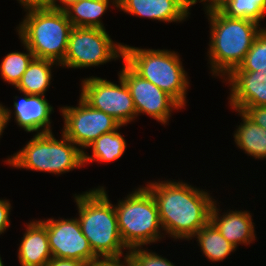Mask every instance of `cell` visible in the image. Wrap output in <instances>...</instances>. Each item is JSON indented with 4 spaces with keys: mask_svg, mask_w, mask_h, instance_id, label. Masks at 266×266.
Segmentation results:
<instances>
[{
    "mask_svg": "<svg viewBox=\"0 0 266 266\" xmlns=\"http://www.w3.org/2000/svg\"><path fill=\"white\" fill-rule=\"evenodd\" d=\"M155 199L165 235L190 241L210 221L214 197L187 182L162 180L145 185Z\"/></svg>",
    "mask_w": 266,
    "mask_h": 266,
    "instance_id": "6da1fadb",
    "label": "cell"
},
{
    "mask_svg": "<svg viewBox=\"0 0 266 266\" xmlns=\"http://www.w3.org/2000/svg\"><path fill=\"white\" fill-rule=\"evenodd\" d=\"M105 188L98 186L74 195L77 219L93 253L102 262H126L128 252L124 251L129 249L121 239L115 206Z\"/></svg>",
    "mask_w": 266,
    "mask_h": 266,
    "instance_id": "7a4b0ae2",
    "label": "cell"
},
{
    "mask_svg": "<svg viewBox=\"0 0 266 266\" xmlns=\"http://www.w3.org/2000/svg\"><path fill=\"white\" fill-rule=\"evenodd\" d=\"M205 14L210 25L208 67L214 77L224 79L242 63L262 27L252 20L227 17L220 10Z\"/></svg>",
    "mask_w": 266,
    "mask_h": 266,
    "instance_id": "3957f363",
    "label": "cell"
},
{
    "mask_svg": "<svg viewBox=\"0 0 266 266\" xmlns=\"http://www.w3.org/2000/svg\"><path fill=\"white\" fill-rule=\"evenodd\" d=\"M16 27L19 39L28 46L35 58L63 62L73 28L64 10L50 6L30 7Z\"/></svg>",
    "mask_w": 266,
    "mask_h": 266,
    "instance_id": "277c9868",
    "label": "cell"
},
{
    "mask_svg": "<svg viewBox=\"0 0 266 266\" xmlns=\"http://www.w3.org/2000/svg\"><path fill=\"white\" fill-rule=\"evenodd\" d=\"M122 62L140 77L173 97L184 109L190 82L177 52L168 49H143L124 44Z\"/></svg>",
    "mask_w": 266,
    "mask_h": 266,
    "instance_id": "5b68a950",
    "label": "cell"
},
{
    "mask_svg": "<svg viewBox=\"0 0 266 266\" xmlns=\"http://www.w3.org/2000/svg\"><path fill=\"white\" fill-rule=\"evenodd\" d=\"M18 169L61 175L83 167V151L61 132L35 134L21 150L4 160Z\"/></svg>",
    "mask_w": 266,
    "mask_h": 266,
    "instance_id": "8992f818",
    "label": "cell"
},
{
    "mask_svg": "<svg viewBox=\"0 0 266 266\" xmlns=\"http://www.w3.org/2000/svg\"><path fill=\"white\" fill-rule=\"evenodd\" d=\"M114 206L118 230L128 249L157 243L165 236L155 199L145 186L132 190Z\"/></svg>",
    "mask_w": 266,
    "mask_h": 266,
    "instance_id": "52a82bcc",
    "label": "cell"
},
{
    "mask_svg": "<svg viewBox=\"0 0 266 266\" xmlns=\"http://www.w3.org/2000/svg\"><path fill=\"white\" fill-rule=\"evenodd\" d=\"M124 58V43L112 40L106 29L73 27L63 68H88Z\"/></svg>",
    "mask_w": 266,
    "mask_h": 266,
    "instance_id": "ba28073f",
    "label": "cell"
},
{
    "mask_svg": "<svg viewBox=\"0 0 266 266\" xmlns=\"http://www.w3.org/2000/svg\"><path fill=\"white\" fill-rule=\"evenodd\" d=\"M119 84L100 77H87L81 81L80 97L92 108L112 116L127 126L137 118L136 108L125 81L118 75Z\"/></svg>",
    "mask_w": 266,
    "mask_h": 266,
    "instance_id": "9c48e42d",
    "label": "cell"
},
{
    "mask_svg": "<svg viewBox=\"0 0 266 266\" xmlns=\"http://www.w3.org/2000/svg\"><path fill=\"white\" fill-rule=\"evenodd\" d=\"M77 105L59 108L64 120L61 132L83 152L99 136L121 125L112 116L92 108L81 97Z\"/></svg>",
    "mask_w": 266,
    "mask_h": 266,
    "instance_id": "30bf717a",
    "label": "cell"
},
{
    "mask_svg": "<svg viewBox=\"0 0 266 266\" xmlns=\"http://www.w3.org/2000/svg\"><path fill=\"white\" fill-rule=\"evenodd\" d=\"M118 75L125 81L134 101L137 117L146 115L152 117L164 126L172 117L173 110L183 107L169 94L155 84L136 74L125 62Z\"/></svg>",
    "mask_w": 266,
    "mask_h": 266,
    "instance_id": "8fae6325",
    "label": "cell"
},
{
    "mask_svg": "<svg viewBox=\"0 0 266 266\" xmlns=\"http://www.w3.org/2000/svg\"><path fill=\"white\" fill-rule=\"evenodd\" d=\"M47 228L52 257L86 261L90 265L102 261L93 253L76 218H48L40 220Z\"/></svg>",
    "mask_w": 266,
    "mask_h": 266,
    "instance_id": "7c38bea8",
    "label": "cell"
},
{
    "mask_svg": "<svg viewBox=\"0 0 266 266\" xmlns=\"http://www.w3.org/2000/svg\"><path fill=\"white\" fill-rule=\"evenodd\" d=\"M23 98L15 96L16 101L13 103L12 109L3 105L4 125L7 127L11 121V114H14V121L16 125L26 131V133L41 134L52 132L50 115L54 112L53 106L49 103L45 96L30 95L24 92ZM13 112V113H12Z\"/></svg>",
    "mask_w": 266,
    "mask_h": 266,
    "instance_id": "4fadbf2b",
    "label": "cell"
},
{
    "mask_svg": "<svg viewBox=\"0 0 266 266\" xmlns=\"http://www.w3.org/2000/svg\"><path fill=\"white\" fill-rule=\"evenodd\" d=\"M222 82L229 83L232 110L266 106V69L255 72H231Z\"/></svg>",
    "mask_w": 266,
    "mask_h": 266,
    "instance_id": "5bb4252c",
    "label": "cell"
},
{
    "mask_svg": "<svg viewBox=\"0 0 266 266\" xmlns=\"http://www.w3.org/2000/svg\"><path fill=\"white\" fill-rule=\"evenodd\" d=\"M193 5V0H118L117 9L140 18L180 23L189 17Z\"/></svg>",
    "mask_w": 266,
    "mask_h": 266,
    "instance_id": "9a60e30c",
    "label": "cell"
},
{
    "mask_svg": "<svg viewBox=\"0 0 266 266\" xmlns=\"http://www.w3.org/2000/svg\"><path fill=\"white\" fill-rule=\"evenodd\" d=\"M215 200L210 211V222L218 229L222 236L236 249L239 245H250L255 242V223L252 222L251 213L248 210H230L222 215ZM254 241V242H253Z\"/></svg>",
    "mask_w": 266,
    "mask_h": 266,
    "instance_id": "2e32d148",
    "label": "cell"
},
{
    "mask_svg": "<svg viewBox=\"0 0 266 266\" xmlns=\"http://www.w3.org/2000/svg\"><path fill=\"white\" fill-rule=\"evenodd\" d=\"M29 222L18 247V260L21 266H45L52 259L47 228L40 219Z\"/></svg>",
    "mask_w": 266,
    "mask_h": 266,
    "instance_id": "e0dca14e",
    "label": "cell"
},
{
    "mask_svg": "<svg viewBox=\"0 0 266 266\" xmlns=\"http://www.w3.org/2000/svg\"><path fill=\"white\" fill-rule=\"evenodd\" d=\"M111 5L118 8V0H79L68 5L64 12L73 27L105 29L101 17Z\"/></svg>",
    "mask_w": 266,
    "mask_h": 266,
    "instance_id": "ac0fdd59",
    "label": "cell"
},
{
    "mask_svg": "<svg viewBox=\"0 0 266 266\" xmlns=\"http://www.w3.org/2000/svg\"><path fill=\"white\" fill-rule=\"evenodd\" d=\"M242 122L233 133L235 145L248 156L255 159H266V129L251 121L242 111L234 110Z\"/></svg>",
    "mask_w": 266,
    "mask_h": 266,
    "instance_id": "d6986e66",
    "label": "cell"
},
{
    "mask_svg": "<svg viewBox=\"0 0 266 266\" xmlns=\"http://www.w3.org/2000/svg\"><path fill=\"white\" fill-rule=\"evenodd\" d=\"M56 65V66H55ZM53 66L60 67L54 61L34 58L15 87L18 91L30 95L45 96L51 85Z\"/></svg>",
    "mask_w": 266,
    "mask_h": 266,
    "instance_id": "ffe728a7",
    "label": "cell"
},
{
    "mask_svg": "<svg viewBox=\"0 0 266 266\" xmlns=\"http://www.w3.org/2000/svg\"><path fill=\"white\" fill-rule=\"evenodd\" d=\"M124 125H120L116 130L102 134L94 140L88 147L92 148V155L83 152V166L92 162H112L120 159L127 148L124 135L118 130Z\"/></svg>",
    "mask_w": 266,
    "mask_h": 266,
    "instance_id": "44dd1931",
    "label": "cell"
},
{
    "mask_svg": "<svg viewBox=\"0 0 266 266\" xmlns=\"http://www.w3.org/2000/svg\"><path fill=\"white\" fill-rule=\"evenodd\" d=\"M197 239L203 256L210 262H223L236 248L230 244L218 229L209 221L192 239Z\"/></svg>",
    "mask_w": 266,
    "mask_h": 266,
    "instance_id": "7402d4cb",
    "label": "cell"
},
{
    "mask_svg": "<svg viewBox=\"0 0 266 266\" xmlns=\"http://www.w3.org/2000/svg\"><path fill=\"white\" fill-rule=\"evenodd\" d=\"M26 52H10L4 56L0 64V75L3 81L16 87L22 75L28 68L31 61L35 58L32 51L21 40Z\"/></svg>",
    "mask_w": 266,
    "mask_h": 266,
    "instance_id": "603a6c76",
    "label": "cell"
},
{
    "mask_svg": "<svg viewBox=\"0 0 266 266\" xmlns=\"http://www.w3.org/2000/svg\"><path fill=\"white\" fill-rule=\"evenodd\" d=\"M230 18L263 21L266 14V0H229L220 9Z\"/></svg>",
    "mask_w": 266,
    "mask_h": 266,
    "instance_id": "cb8c5ba5",
    "label": "cell"
},
{
    "mask_svg": "<svg viewBox=\"0 0 266 266\" xmlns=\"http://www.w3.org/2000/svg\"><path fill=\"white\" fill-rule=\"evenodd\" d=\"M266 69V28L256 35L242 63L232 72H255Z\"/></svg>",
    "mask_w": 266,
    "mask_h": 266,
    "instance_id": "d4e9b609",
    "label": "cell"
},
{
    "mask_svg": "<svg viewBox=\"0 0 266 266\" xmlns=\"http://www.w3.org/2000/svg\"><path fill=\"white\" fill-rule=\"evenodd\" d=\"M126 264L128 266H176L162 255L152 252L144 247L131 248L128 251Z\"/></svg>",
    "mask_w": 266,
    "mask_h": 266,
    "instance_id": "484cf974",
    "label": "cell"
},
{
    "mask_svg": "<svg viewBox=\"0 0 266 266\" xmlns=\"http://www.w3.org/2000/svg\"><path fill=\"white\" fill-rule=\"evenodd\" d=\"M242 112L251 121L266 129V106L246 107Z\"/></svg>",
    "mask_w": 266,
    "mask_h": 266,
    "instance_id": "4316f807",
    "label": "cell"
},
{
    "mask_svg": "<svg viewBox=\"0 0 266 266\" xmlns=\"http://www.w3.org/2000/svg\"><path fill=\"white\" fill-rule=\"evenodd\" d=\"M11 203L8 199H0V235L10 227Z\"/></svg>",
    "mask_w": 266,
    "mask_h": 266,
    "instance_id": "83f0119b",
    "label": "cell"
},
{
    "mask_svg": "<svg viewBox=\"0 0 266 266\" xmlns=\"http://www.w3.org/2000/svg\"><path fill=\"white\" fill-rule=\"evenodd\" d=\"M45 266H91L86 261L52 257Z\"/></svg>",
    "mask_w": 266,
    "mask_h": 266,
    "instance_id": "f1b7e54d",
    "label": "cell"
},
{
    "mask_svg": "<svg viewBox=\"0 0 266 266\" xmlns=\"http://www.w3.org/2000/svg\"><path fill=\"white\" fill-rule=\"evenodd\" d=\"M202 2L204 11L219 10L225 3L229 0H195L194 4L197 2Z\"/></svg>",
    "mask_w": 266,
    "mask_h": 266,
    "instance_id": "f546056e",
    "label": "cell"
},
{
    "mask_svg": "<svg viewBox=\"0 0 266 266\" xmlns=\"http://www.w3.org/2000/svg\"><path fill=\"white\" fill-rule=\"evenodd\" d=\"M17 2L21 6H23L24 9H26V8H30V7L47 6L49 0H17Z\"/></svg>",
    "mask_w": 266,
    "mask_h": 266,
    "instance_id": "4dcf8cb0",
    "label": "cell"
},
{
    "mask_svg": "<svg viewBox=\"0 0 266 266\" xmlns=\"http://www.w3.org/2000/svg\"><path fill=\"white\" fill-rule=\"evenodd\" d=\"M79 0H49L48 6L56 9L64 10L71 3L77 2ZM58 2L60 4H58Z\"/></svg>",
    "mask_w": 266,
    "mask_h": 266,
    "instance_id": "1f68e13d",
    "label": "cell"
},
{
    "mask_svg": "<svg viewBox=\"0 0 266 266\" xmlns=\"http://www.w3.org/2000/svg\"><path fill=\"white\" fill-rule=\"evenodd\" d=\"M91 266H128L125 262H101Z\"/></svg>",
    "mask_w": 266,
    "mask_h": 266,
    "instance_id": "d6a6232c",
    "label": "cell"
},
{
    "mask_svg": "<svg viewBox=\"0 0 266 266\" xmlns=\"http://www.w3.org/2000/svg\"><path fill=\"white\" fill-rule=\"evenodd\" d=\"M5 130L4 125V115H3V105L0 103V138Z\"/></svg>",
    "mask_w": 266,
    "mask_h": 266,
    "instance_id": "836d02e7",
    "label": "cell"
},
{
    "mask_svg": "<svg viewBox=\"0 0 266 266\" xmlns=\"http://www.w3.org/2000/svg\"><path fill=\"white\" fill-rule=\"evenodd\" d=\"M0 266H4L1 256H0Z\"/></svg>",
    "mask_w": 266,
    "mask_h": 266,
    "instance_id": "e575fe53",
    "label": "cell"
}]
</instances>
